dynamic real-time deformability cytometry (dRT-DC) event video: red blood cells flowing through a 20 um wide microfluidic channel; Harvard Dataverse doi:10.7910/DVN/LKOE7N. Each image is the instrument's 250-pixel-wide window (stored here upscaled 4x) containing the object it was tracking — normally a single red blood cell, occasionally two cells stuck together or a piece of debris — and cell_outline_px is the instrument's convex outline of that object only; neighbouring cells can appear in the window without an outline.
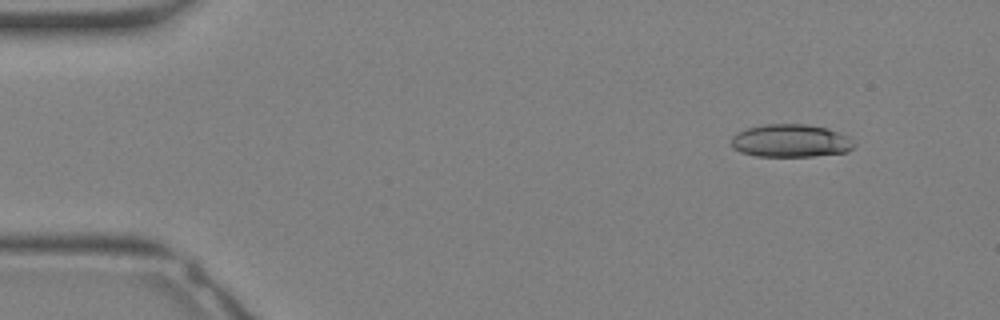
{"species": "Egyptian fruit bat (a non-hibernating species)", "species_latin": "Rousettus aegyptiacus", "temperature_condition": "warm", "stored_images_in_passage": 32, "camera_frame_rate_fps": 3000, "um_per_image_px": 0.085, "animal": {"sex": "female"}, "frame": {"image": 1, "passage_image": 3, "time_ms": 0.667, "image_size_px": [1000, 320], "cell_outline_px": [[856, 144], [848, 152], [812, 156], [756, 156], [740, 152], [732, 148], [732, 136], [736, 132], [748, 128], [764, 124], [808, 124], [824, 128], [848, 136]], "centroid_in_image_um": [67.19, 11.97], "position_along_channel_um": 17.8, "area_um2": 23.52}}
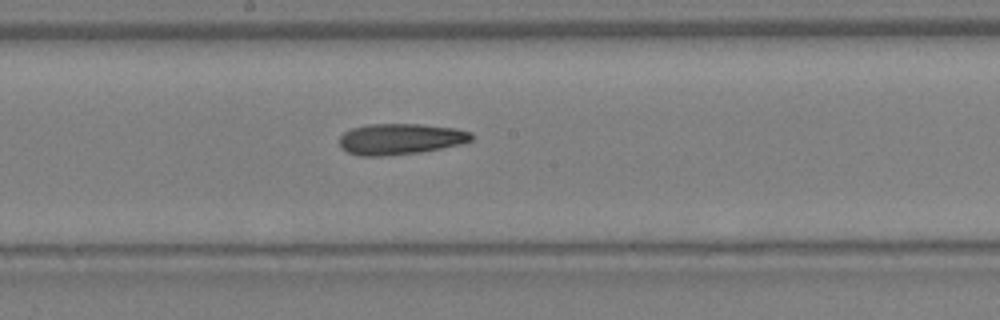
{"frame": {"image": 2, "passage_image": 17, "time_ms": 5.333, "image_size_px": [1000, 320], "cell_outline_px": [[472, 140], [460, 144], [420, 152], [380, 156], [360, 156], [348, 152], [340, 148], [340, 136], [344, 132], [352, 128], [368, 124], [420, 124], [456, 128], [472, 132]], "centroid_in_image_um": [34.01, 11.81], "position_along_channel_um": 214.2, "area_um2": 23.81}}
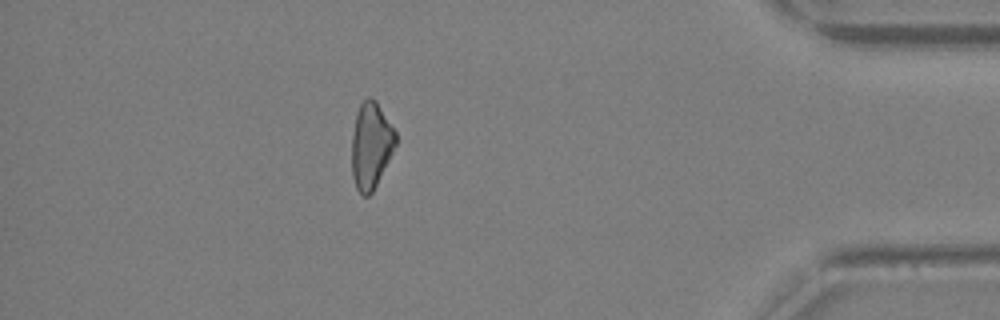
{"frame": {"image": 3, "passage_image": 28, "time_ms": 9.0, "image_size_px": [1000, 320], "cell_outline_px": [[396, 144], [372, 192], [368, 196], [364, 196], [356, 188], [352, 176], [352, 136], [356, 112], [360, 104], [368, 96], [372, 96], [376, 100], [396, 132]], "centroid_in_image_um": [31.51, 12.32], "position_along_channel_um": 403.7, "area_um2": 21.91}}